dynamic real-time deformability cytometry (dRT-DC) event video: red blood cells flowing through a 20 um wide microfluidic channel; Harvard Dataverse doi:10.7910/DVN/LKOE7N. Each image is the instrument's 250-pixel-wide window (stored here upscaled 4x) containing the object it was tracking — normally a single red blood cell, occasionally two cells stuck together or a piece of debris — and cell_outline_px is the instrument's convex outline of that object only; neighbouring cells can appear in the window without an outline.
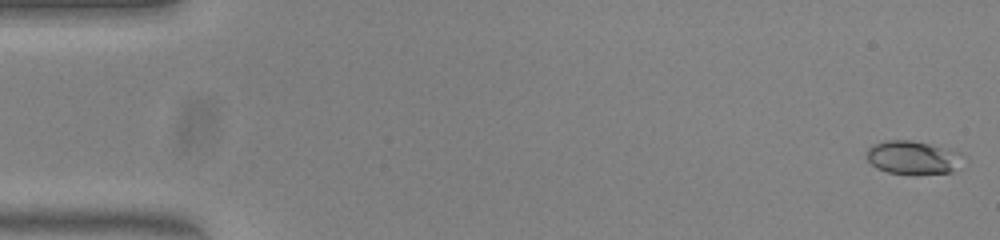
{"species": "common noctule bat (a hibernating species)", "species_latin": "Nyctalus noctula", "temperature_condition": "warm", "stored_images_in_passage": 51, "camera_frame_rate_fps": 3000, "um_per_image_px": 0.085, "animal": {"sex": "female", "body_mass_g": 23.0, "forearm_length_mm": 53.4}, "frame": {"image": 1, "passage_image": 1, "time_ms": 0.0, "image_size_px": [1000, 240], "cell_outline_px": [[964, 156], [952, 172], [888, 172], [876, 168], [868, 160], [864, 152], [872, 144], [884, 140], [912, 140], [960, 152]], "centroid_in_image_um": [77.51, 13.34], "position_along_channel_um": 7.5, "area_um2": 18.21}}
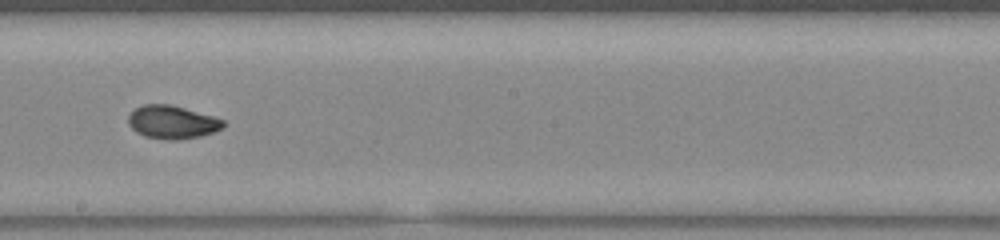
{"frame": {"image": 2, "passage_image": 29, "time_ms": 9.333, "image_size_px": [1000, 240], "cell_outline_px": [[224, 128], [200, 136], [176, 140], [144, 136], [136, 132], [128, 124], [128, 116], [136, 108], [144, 104], [172, 104], [212, 116], [224, 120]], "centroid_in_image_um": [14.63, 10.37], "position_along_channel_um": 233.6, "area_um2": 18.21}}
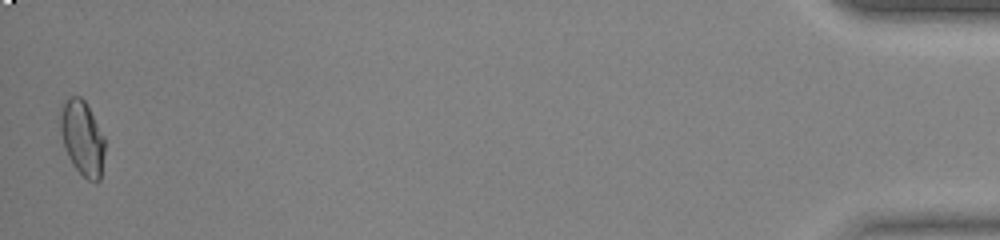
{"frame": {"image": 3, "passage_image": 51, "time_ms": 16.667, "image_size_px": [1000, 240], "cell_outline_px": [[104, 152], [100, 180], [88, 180], [72, 164], [64, 148], [60, 128], [60, 104], [72, 96], [80, 96], [84, 100], [104, 136]], "centroid_in_image_um": [6.97, 11.7], "position_along_channel_um": 428.2, "area_um2": 19.19}, "authors_computed_cell_mechanics": {"area_um2": 18.0336, "velocity_mm_per_s": 3.9806, "shape_relaxation_time_tau1_ms": 4.0814, "shape_relaxation_time_tau2_ms": 1.3147, "deformation_change_tau1": 0.1504, "deformation_change_tau2": 0.0372}}